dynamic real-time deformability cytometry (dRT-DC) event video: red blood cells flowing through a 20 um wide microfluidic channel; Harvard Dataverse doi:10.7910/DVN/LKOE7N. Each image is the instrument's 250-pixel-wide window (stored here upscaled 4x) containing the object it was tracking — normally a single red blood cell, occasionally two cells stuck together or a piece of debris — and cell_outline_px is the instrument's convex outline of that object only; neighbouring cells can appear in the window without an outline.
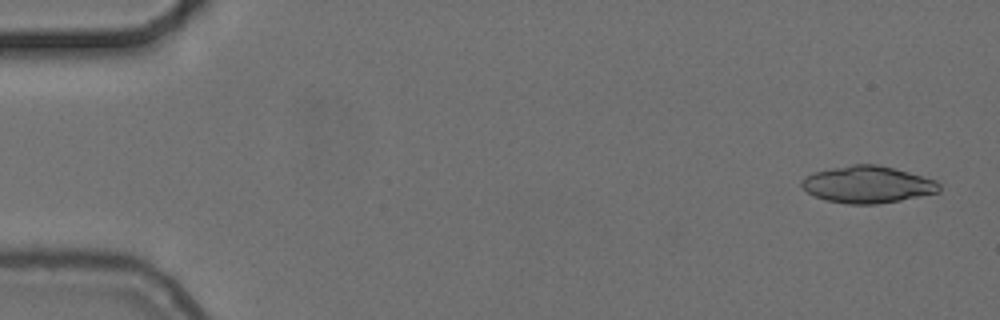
{"species": "common noctule bat (a hibernating species)", "species_latin": "Nyctalus noctula", "temperature_condition": "cold", "stored_images_in_passage": 4, "camera_frame_rate_fps": 3000, "um_per_image_px": 0.085, "animal": {"sex": "female", "body_mass_g": 24.6, "forearm_length_mm": 56.2}, "frame": {"image": 1, "passage_image": 1, "time_ms": 0.0, "image_size_px": [1000, 320], "cell_outline_px": [[940, 192], [900, 200], [876, 204], [848, 204], [824, 200], [808, 192], [800, 184], [800, 180], [816, 172], [832, 168], [852, 164], [876, 164], [908, 172], [936, 180], [940, 184]], "centroid_in_image_um": [73.76, 15.69], "position_along_channel_um": 11.2, "area_um2": 29.36}}